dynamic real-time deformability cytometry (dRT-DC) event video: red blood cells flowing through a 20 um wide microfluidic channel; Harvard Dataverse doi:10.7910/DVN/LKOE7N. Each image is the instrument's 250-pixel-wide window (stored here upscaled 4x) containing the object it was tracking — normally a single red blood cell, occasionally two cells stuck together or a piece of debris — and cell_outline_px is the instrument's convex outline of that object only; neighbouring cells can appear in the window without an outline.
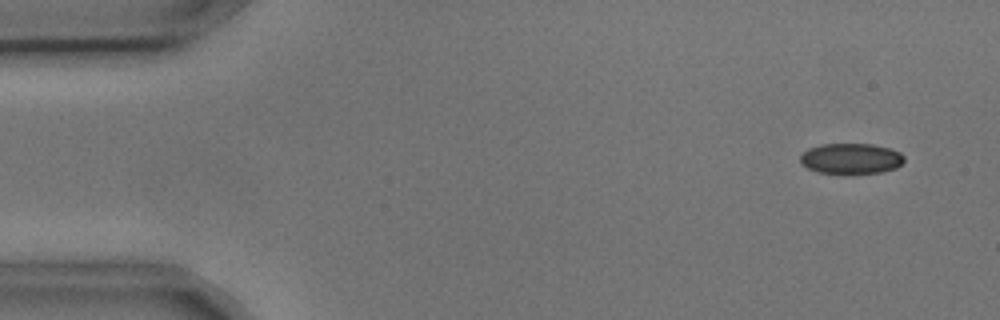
{"species": "common noctule bat (a hibernating species)", "species_latin": "Nyctalus noctula", "temperature_condition": "cold", "stored_images_in_passage": 7, "camera_frame_rate_fps": 3000, "um_per_image_px": 0.085, "animal": {"sex": "male", "body_mass_g": 17.9, "forearm_length_mm": 54.2}, "frame": {"image": 1, "passage_image": 1, "time_ms": 0.0, "image_size_px": [1000, 320], "cell_outline_px": [[904, 160], [896, 168], [880, 172], [820, 172], [808, 168], [800, 164], [800, 156], [808, 148], [820, 144], [872, 144], [888, 148], [900, 152], [904, 156]], "centroid_in_image_um": [72.32, 13.45], "position_along_channel_um": 12.7, "area_um2": 18.15}}
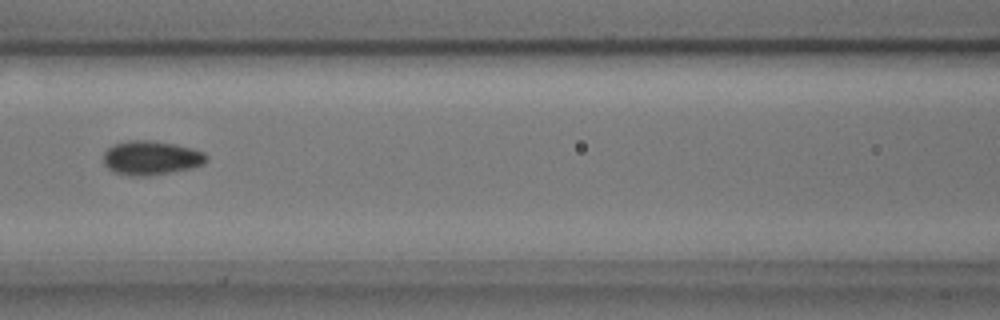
{"frame": {"image": 2, "passage_image": 6, "time_ms": 1.667, "image_size_px": [1000, 320], "cell_outline_px": [[208, 160], [204, 164], [192, 168], [148, 176], [128, 176], [112, 172], [104, 164], [104, 152], [112, 144], [128, 140], [152, 140], [172, 144], [204, 152], [208, 156]], "centroid_in_image_um": [12.81, 13.43], "position_along_channel_um": 153.8, "area_um2": 20.58}}
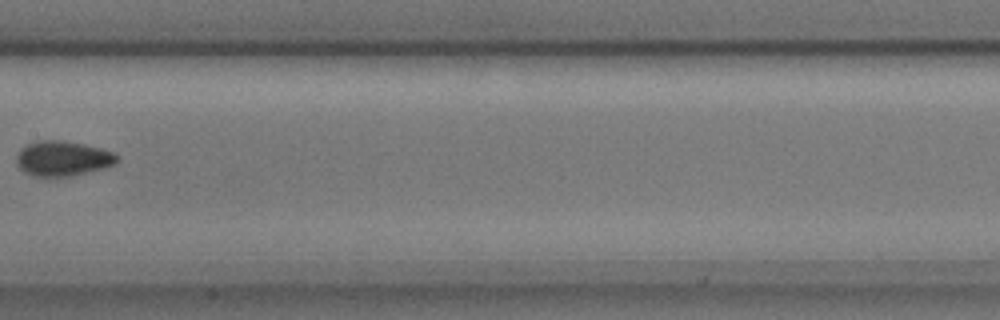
{"frame": {"image": 3, "passage_image": 7, "time_ms": 2.0, "image_size_px": [1000, 320], "cell_outline_px": [[120, 160], [116, 164], [104, 168], [72, 176], [36, 176], [24, 172], [16, 164], [16, 156], [20, 148], [36, 140], [64, 140], [84, 144], [100, 148], [112, 152], [120, 156]], "centroid_in_image_um": [5.35, 13.46], "position_along_channel_um": 202.1, "area_um2": 20.75}}